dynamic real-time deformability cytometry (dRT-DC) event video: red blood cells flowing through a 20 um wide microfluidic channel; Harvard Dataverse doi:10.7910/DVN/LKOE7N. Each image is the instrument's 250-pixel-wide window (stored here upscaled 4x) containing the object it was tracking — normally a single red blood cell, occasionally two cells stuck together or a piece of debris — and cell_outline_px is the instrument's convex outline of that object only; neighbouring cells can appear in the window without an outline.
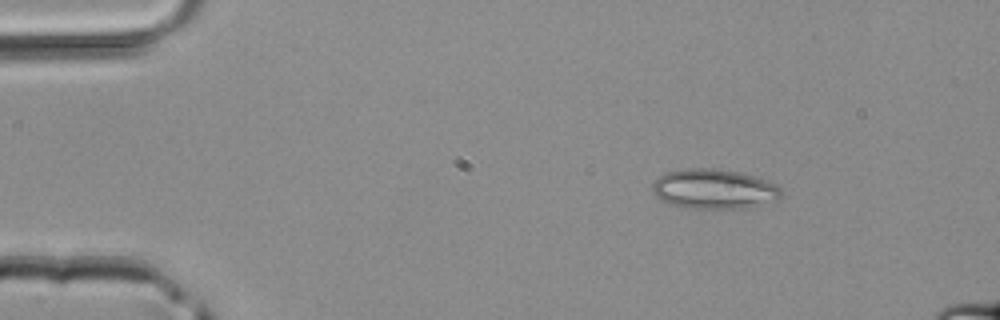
{"species": "common noctule bat (a hibernating species)", "species_latin": "Nyctalus noctula", "temperature_condition": "room temperature", "stored_images_in_passage": 4, "camera_frame_rate_fps": 3000, "um_per_image_px": 0.085, "animal": {"sex": "male", "body_mass_g": 20.4}, "frame": {"image": 1, "passage_image": 1, "time_ms": 0.0, "image_size_px": [1000, 320], "cell_outline_px": [[784, 196], [780, 200], [744, 208], [688, 208], [668, 204], [660, 200], [652, 192], [652, 184], [664, 172], [684, 168], [712, 168], [740, 172], [768, 180], [776, 184], [784, 192]], "centroid_in_image_um": [60.72, 16.06], "position_along_channel_um": 24.3, "area_um2": 30.35}}
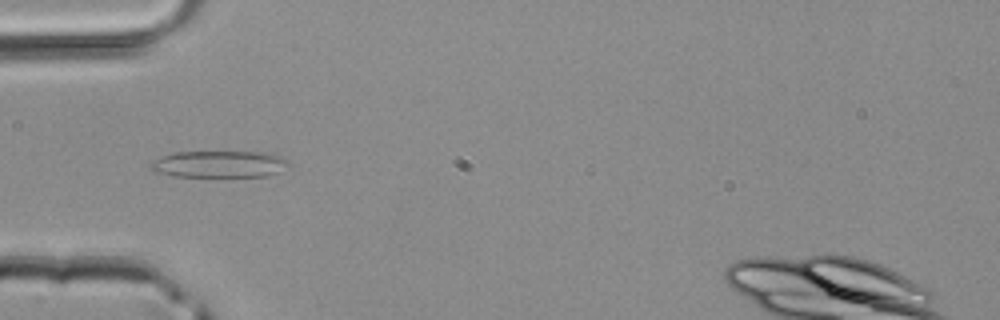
{"frame": {"image": 2, "passage_image": 3, "time_ms": 0.667, "image_size_px": [1000, 320], "cell_outline_px": [[292, 164], [288, 168], [268, 176], [172, 176], [152, 172], [148, 168], [148, 164], [160, 156], [172, 152], [264, 152], [280, 156], [288, 160]], "centroid_in_image_um": [18.6, 13.95], "position_along_channel_um": 66.4, "area_um2": 21.91}}
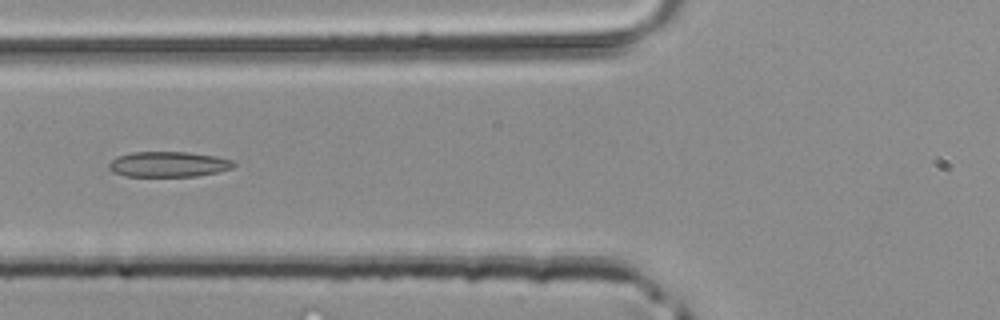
{"frame": {"image": 3, "passage_image": 4, "time_ms": 1.0, "image_size_px": [1000, 320], "cell_outline_px": [[236, 164], [232, 168], [220, 172], [196, 176], [124, 176], [112, 172], [108, 168], [108, 164], [116, 156], [132, 152], [188, 152], [216, 156], [236, 160]], "centroid_in_image_um": [14.34, 13.96], "position_along_channel_um": 111.5, "area_um2": 18.73}}